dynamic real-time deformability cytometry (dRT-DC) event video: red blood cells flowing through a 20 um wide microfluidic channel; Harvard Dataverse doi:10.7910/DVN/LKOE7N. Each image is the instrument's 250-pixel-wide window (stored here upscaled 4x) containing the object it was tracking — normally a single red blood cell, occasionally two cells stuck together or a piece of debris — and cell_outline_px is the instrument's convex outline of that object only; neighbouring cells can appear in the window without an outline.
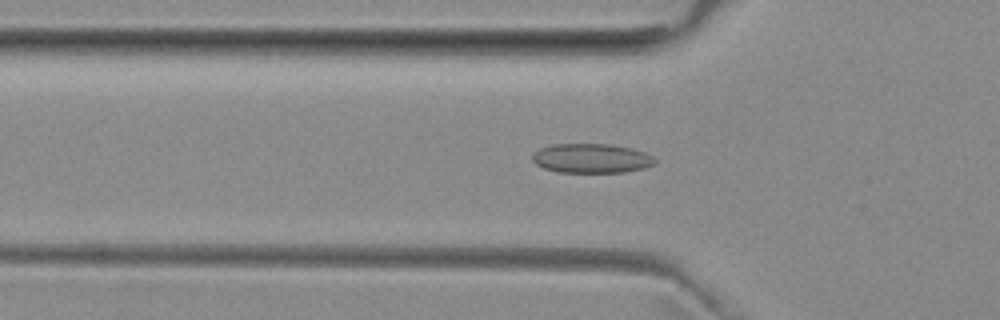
{"species": "common noctule bat (a hibernating species)", "species_latin": "Nyctalus noctula", "temperature_condition": "room temperature", "stored_images_in_passage": 40, "camera_frame_rate_fps": 3000, "um_per_image_px": 0.085, "animal": {"sex": "female", "body_mass_g": 29.2, "forearm_length_mm": 56.3}, "frame": {"image": 1, "passage_image": 5, "time_ms": 1.333, "image_size_px": [1000, 320], "cell_outline_px": [[656, 164], [644, 168], [624, 172], [560, 172], [544, 168], [536, 164], [532, 160], [532, 152], [540, 148], [552, 144], [608, 144], [632, 148], [644, 152], [652, 156], [656, 160]], "centroid_in_image_um": [50.26, 13.45], "position_along_channel_um": 75.5, "area_um2": 21.04}}
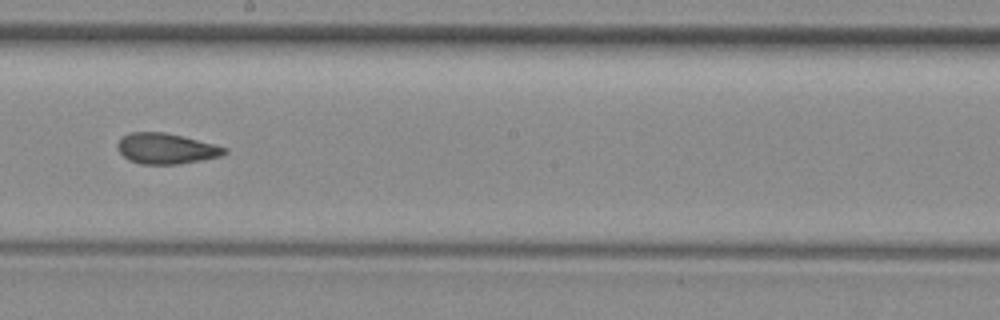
{"frame": {"image": 2, "passage_image": 17, "time_ms": 5.333, "image_size_px": [1000, 320], "cell_outline_px": [[228, 152], [220, 156], [180, 164], [140, 164], [128, 160], [116, 148], [116, 144], [124, 136], [132, 132], [164, 132], [228, 148]], "centroid_in_image_um": [14.09, 12.64], "position_along_channel_um": 234.1, "area_um2": 18.84}}
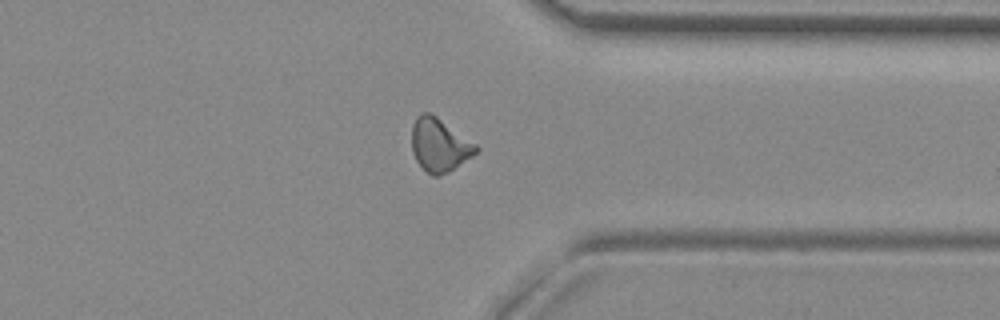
{"frame": {"image": 3, "passage_image": 28, "time_ms": 9.0, "image_size_px": [1000, 320], "cell_outline_px": [[480, 148], [472, 156], [448, 172], [440, 176], [432, 176], [416, 160], [412, 152], [412, 124], [416, 116], [420, 112], [432, 112], [476, 144]], "centroid_in_image_um": [37.33, 12.29], "position_along_channel_um": 374.1, "area_um2": 20.0}, "authors_computed_cell_mechanics": {"area_um2": 19.2763, "velocity_mm_per_s": 3.9472, "shape_relaxation_time_tau1_ms": 10.3693, "shape_relaxation_time_tau2_ms": 2.3748, "deformation_change_tau1": 0.1694, "deformation_change_tau2": 0.0877}}